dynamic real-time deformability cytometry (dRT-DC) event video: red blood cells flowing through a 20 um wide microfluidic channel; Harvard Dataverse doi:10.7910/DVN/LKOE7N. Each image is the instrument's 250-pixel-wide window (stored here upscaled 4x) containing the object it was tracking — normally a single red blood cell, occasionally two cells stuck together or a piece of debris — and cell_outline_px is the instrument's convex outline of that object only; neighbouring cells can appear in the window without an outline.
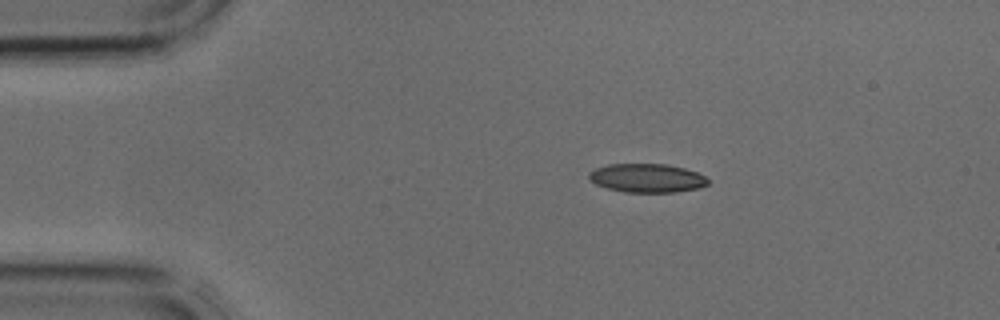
{"species": "common noctule bat (a hibernating species)", "species_latin": "Nyctalus noctula", "temperature_condition": "cold", "stored_images_in_passage": 2, "camera_frame_rate_fps": 3000, "um_per_image_px": 0.085, "animal": {"sex": "male", "body_mass_g": 17.9, "forearm_length_mm": 54.2}, "frame": {"image": 1, "passage_image": 1, "time_ms": 0.0, "image_size_px": [1000, 320], "cell_outline_px": [[708, 184], [700, 188], [676, 192], [624, 192], [608, 188], [596, 184], [588, 176], [588, 172], [596, 168], [608, 164], [664, 164], [684, 168], [696, 172], [704, 176], [708, 180]], "centroid_in_image_um": [54.99, 15.13], "position_along_channel_um": 30.0, "area_um2": 19.83}}